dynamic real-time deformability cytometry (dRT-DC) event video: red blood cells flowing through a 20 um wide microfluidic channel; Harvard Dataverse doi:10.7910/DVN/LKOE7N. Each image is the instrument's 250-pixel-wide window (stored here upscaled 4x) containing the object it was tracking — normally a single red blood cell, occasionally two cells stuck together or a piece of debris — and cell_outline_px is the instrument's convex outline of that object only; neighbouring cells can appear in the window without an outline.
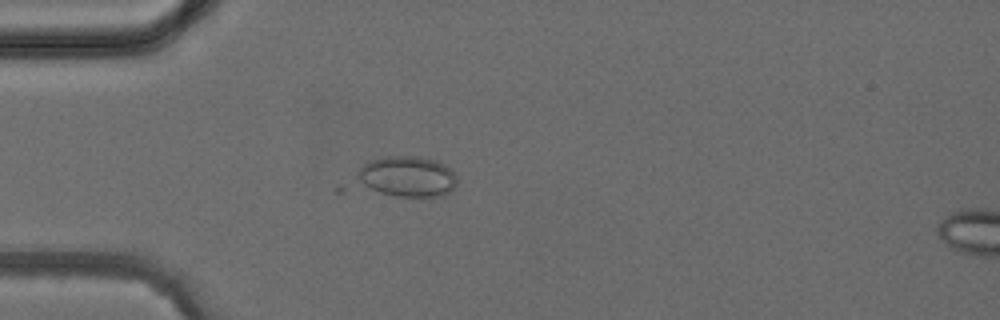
{"species": "common noctule bat (a hibernating species)", "species_latin": "Nyctalus noctula", "temperature_condition": "cold", "stored_images_in_passage": 2, "camera_frame_rate_fps": 3000, "um_per_image_px": 0.085, "animal": {"sex": "female", "body_mass_g": 24.6, "forearm_length_mm": 56.2}, "frame": {"image": 1, "passage_image": 1, "time_ms": 0.0, "image_size_px": [1000, 320], "cell_outline_px": [[456, 184], [444, 196], [396, 196], [380, 192], [364, 184], [360, 180], [360, 168], [368, 160], [384, 156], [420, 156], [436, 160], [444, 164], [456, 176]], "centroid_in_image_um": [34.66, 14.98], "position_along_channel_um": 50.3, "area_um2": 23.18}}